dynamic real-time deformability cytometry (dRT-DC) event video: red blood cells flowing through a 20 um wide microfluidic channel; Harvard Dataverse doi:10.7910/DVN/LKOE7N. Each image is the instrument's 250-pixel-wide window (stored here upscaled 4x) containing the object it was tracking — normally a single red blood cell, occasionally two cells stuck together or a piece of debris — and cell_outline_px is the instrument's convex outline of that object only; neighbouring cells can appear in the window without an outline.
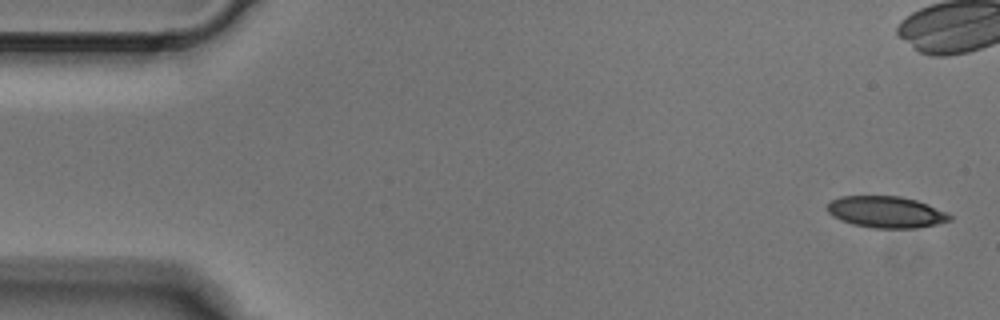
{"species": "Egyptian fruit bat (a non-hibernating species)", "species_latin": "Rousettus aegyptiacus", "temperature_condition": "cold", "stored_images_in_passage": 6, "camera_frame_rate_fps": 3000, "um_per_image_px": 0.085, "animal": {"sex": "male"}, "frame": {"image": 1, "passage_image": 1, "time_ms": 0.0, "image_size_px": [1000, 320], "cell_outline_px": [[952, 220], [936, 224], [916, 228], [872, 228], [852, 224], [840, 220], [832, 216], [828, 212], [828, 204], [832, 200], [840, 196], [900, 196], [916, 200], [928, 204], [948, 212], [952, 216]], "centroid_in_image_um": [75.34, 18.02], "position_along_channel_um": 9.7, "area_um2": 22.6}}